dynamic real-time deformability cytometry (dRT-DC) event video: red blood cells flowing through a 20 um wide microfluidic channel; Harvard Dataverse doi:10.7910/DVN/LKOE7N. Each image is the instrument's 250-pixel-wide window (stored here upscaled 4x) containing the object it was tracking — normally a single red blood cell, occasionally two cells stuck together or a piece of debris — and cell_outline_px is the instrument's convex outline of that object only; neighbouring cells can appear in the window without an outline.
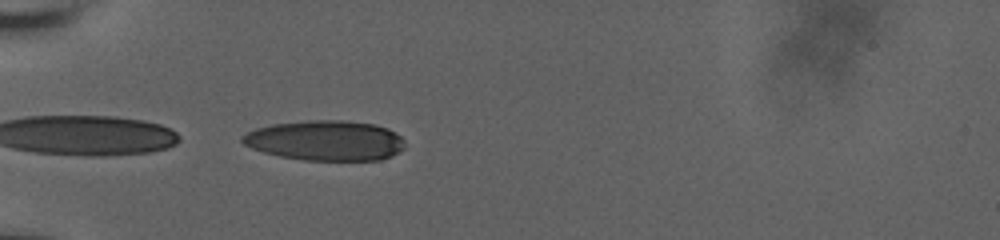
{"species": "human", "species_latin": "Homo sapiens", "temperature_condition": "room temperature", "stored_images_in_passage": 30, "camera_frame_rate_fps": 3000, "um_per_image_px": 0.085, "donor": {"sex": "male"}, "frame": {"image": 1, "passage_image": 1, "time_ms": 0.0, "image_size_px": [1000, 240], "cell_outline_px": [[404, 148], [392, 156], [380, 160], [304, 160], [280, 156], [264, 152], [252, 148], [244, 144], [240, 140], [240, 136], [256, 128], [272, 124], [308, 120], [344, 120], [376, 124], [388, 128], [396, 132], [404, 140]], "centroid_in_image_um": [27.68, 11.94], "position_along_channel_um": 57.3, "area_um2": 38.21}}
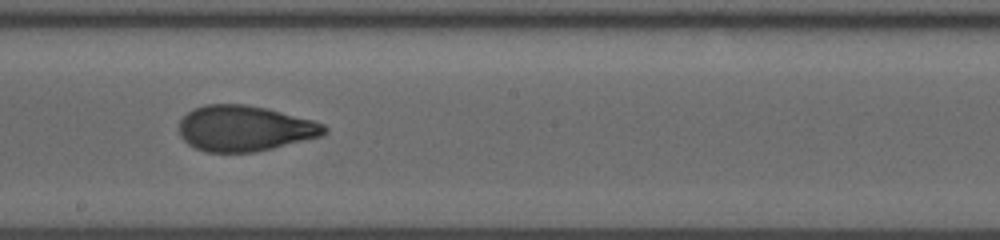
{"frame": {"image": 2, "passage_image": 16, "time_ms": 5.0, "image_size_px": [1000, 240], "cell_outline_px": [[328, 132], [320, 136], [256, 152], [204, 152], [188, 144], [180, 136], [180, 120], [192, 108], [204, 104], [244, 104], [268, 108], [312, 120], [324, 124], [328, 128]], "centroid_in_image_um": [20.78, 10.9], "position_along_channel_um": 227.4, "area_um2": 38.67}}
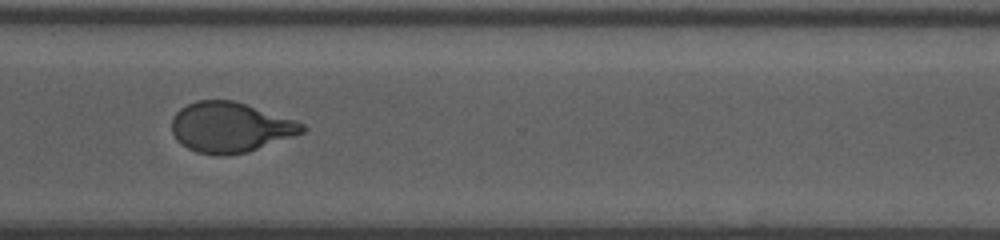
{"frame": {"image": 3, "passage_image": 26, "time_ms": 8.333, "image_size_px": [1000, 240], "cell_outline_px": [[308, 128], [304, 132], [248, 152], [224, 156], [216, 156], [196, 152], [180, 144], [176, 140], [172, 132], [172, 116], [180, 108], [196, 100], [232, 100], [296, 120], [304, 124]], "centroid_in_image_um": [19.55, 10.83], "position_along_channel_um": 351.1, "area_um2": 38.26}, "authors_computed_cell_mechanics": {"area_um2": 38.7838, "velocity_mm_per_s": 3.7248, "shape_relaxation_time_tau1_ms": 6.3853, "shape_relaxation_time_tau2_ms": 1.1322, "deformation_change_tau1": 0.2122, "deformation_change_tau2": 0.0727}}